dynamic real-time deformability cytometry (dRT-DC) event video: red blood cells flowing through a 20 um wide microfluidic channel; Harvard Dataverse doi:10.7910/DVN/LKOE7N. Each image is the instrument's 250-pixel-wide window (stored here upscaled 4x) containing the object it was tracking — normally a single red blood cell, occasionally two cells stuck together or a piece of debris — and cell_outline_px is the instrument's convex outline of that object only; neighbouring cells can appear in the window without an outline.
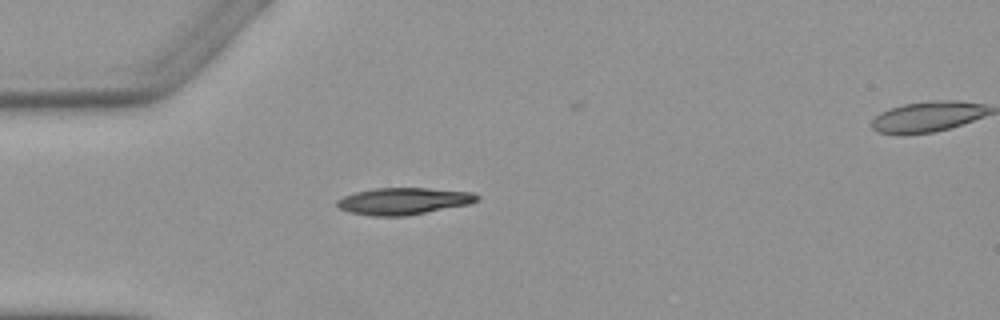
{"species": "Egyptian fruit bat (a non-hibernating species)", "species_latin": "Rousettus aegyptiacus", "temperature_condition": "warm", "stored_images_in_passage": 2, "segment_of_instrument_passage": [1, 2], "camera_frame_rate_fps": 3000, "um_per_image_px": 0.085, "animal": {"sex": "female"}, "frame": {"image": 1, "passage_image": 1, "time_ms": 0.0, "image_size_px": [1000, 320], "cell_outline_px": [[480, 196], [472, 204], [404, 216], [372, 216], [348, 212], [340, 208], [336, 204], [336, 200], [344, 196], [356, 192], [376, 188], [428, 188], [476, 192]], "centroid_in_image_um": [34.33, 17.09], "position_along_channel_um": 50.7, "area_um2": 22.02}}